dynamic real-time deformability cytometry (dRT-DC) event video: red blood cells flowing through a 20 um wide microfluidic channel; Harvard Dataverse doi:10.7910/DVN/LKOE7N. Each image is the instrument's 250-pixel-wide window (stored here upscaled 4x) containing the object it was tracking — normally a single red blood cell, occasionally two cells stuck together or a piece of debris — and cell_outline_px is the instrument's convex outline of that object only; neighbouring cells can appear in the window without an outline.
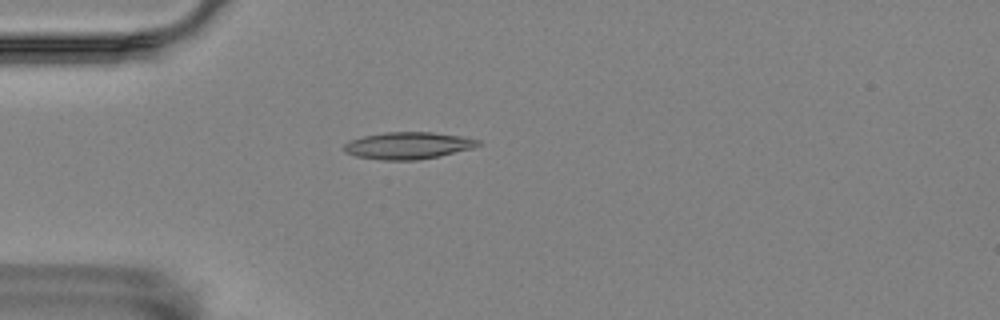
{"species": "Egyptian fruit bat (a non-hibernating species)", "species_latin": "Rousettus aegyptiacus", "temperature_condition": "room temperature", "stored_images_in_passage": 2, "camera_frame_rate_fps": 3000, "um_per_image_px": 0.085, "animal": {"sex": "female"}, "frame": {"image": 1, "passage_image": 1, "time_ms": 0.0, "image_size_px": [1000, 320], "cell_outline_px": [[480, 144], [472, 148], [440, 156], [416, 160], [380, 160], [356, 156], [344, 152], [344, 144], [348, 140], [364, 136], [384, 132], [432, 132], [460, 136], [480, 140]], "centroid_in_image_um": [34.65, 12.37], "position_along_channel_um": 50.4, "area_um2": 21.1}}